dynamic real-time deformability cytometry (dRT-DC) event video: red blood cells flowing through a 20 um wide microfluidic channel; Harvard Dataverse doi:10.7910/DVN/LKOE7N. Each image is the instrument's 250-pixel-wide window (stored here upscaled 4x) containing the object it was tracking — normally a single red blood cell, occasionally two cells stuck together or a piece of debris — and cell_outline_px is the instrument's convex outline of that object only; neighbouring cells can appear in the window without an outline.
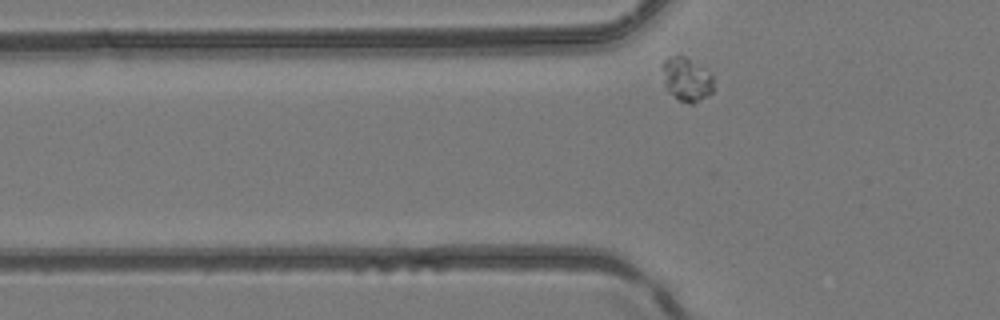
{"species": "common noctule bat (a hibernating species)", "species_latin": "Nyctalus noctula", "temperature_condition": "room temperature", "stored_images_in_passage": 6, "camera_frame_rate_fps": 3000, "um_per_image_px": 0.085, "animal": {"sex": "female", "body_mass_g": 24.6, "forearm_length_mm": 56.2}, "frame": {"image": 1, "passage_image": 6, "time_ms": 1.667, "image_size_px": [1000, 320], "cell_outline_px": [[712, 92], [700, 100], [692, 104], [688, 104], [676, 100], [668, 92], [664, 84], [664, 60], [668, 56], [684, 56], [704, 68], [712, 76]], "centroid_in_image_um": [58.34, 6.78], "position_along_channel_um": 67.5, "area_um2": 12.89}}